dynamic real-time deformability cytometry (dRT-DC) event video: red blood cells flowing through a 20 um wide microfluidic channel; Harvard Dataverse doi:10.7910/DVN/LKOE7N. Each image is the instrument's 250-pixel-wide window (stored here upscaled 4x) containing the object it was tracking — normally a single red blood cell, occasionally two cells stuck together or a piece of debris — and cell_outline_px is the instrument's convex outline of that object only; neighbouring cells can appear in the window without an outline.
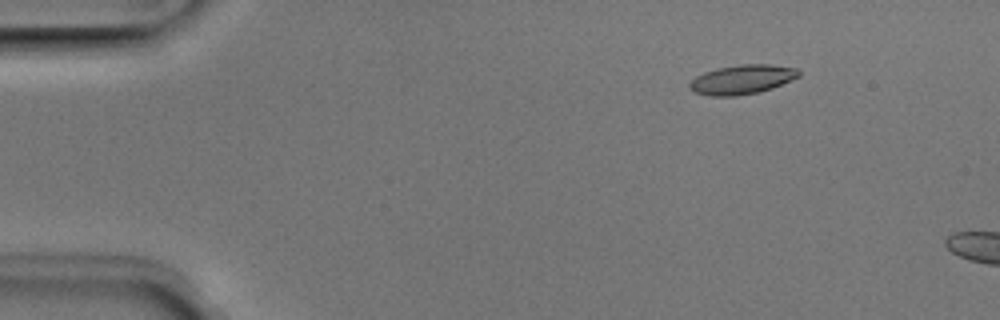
{"species": "Egyptian fruit bat (a non-hibernating species)", "species_latin": "Rousettus aegyptiacus", "temperature_condition": "room temperature", "stored_images_in_passage": 11, "camera_frame_rate_fps": 3000, "um_per_image_px": 0.085, "animal": {"sex": "male"}, "frame": {"image": 1, "passage_image": 7, "time_ms": 2.0, "image_size_px": [1000, 320], "cell_outline_px": [[800, 76], [772, 88], [756, 92], [732, 96], [708, 96], [696, 92], [688, 88], [688, 84], [696, 76], [704, 72], [720, 68], [740, 64], [768, 64], [796, 68], [800, 72]], "centroid_in_image_um": [63.06, 6.75], "position_along_channel_um": 21.9, "area_um2": 18.44}}